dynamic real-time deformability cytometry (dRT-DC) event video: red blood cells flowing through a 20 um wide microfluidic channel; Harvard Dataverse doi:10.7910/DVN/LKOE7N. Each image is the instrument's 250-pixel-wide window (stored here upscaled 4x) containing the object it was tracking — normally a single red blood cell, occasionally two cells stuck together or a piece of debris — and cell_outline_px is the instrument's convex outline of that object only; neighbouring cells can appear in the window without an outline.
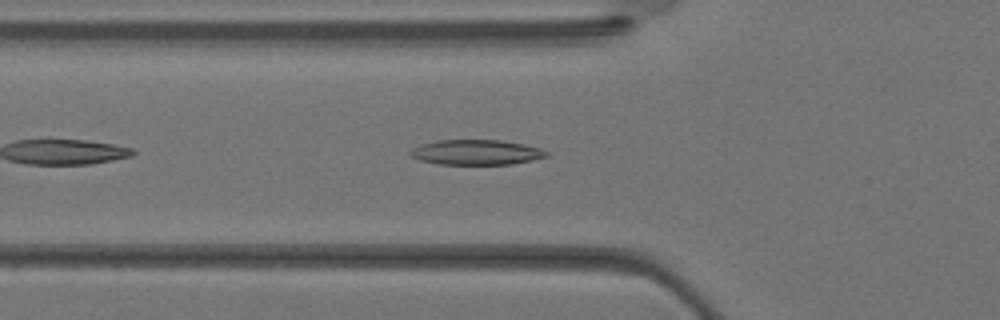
{"species": "Egyptian fruit bat (a non-hibernating species)", "species_latin": "Rousettus aegyptiacus", "temperature_condition": "warm", "stored_images_in_passage": 34, "camera_frame_rate_fps": 3000, "um_per_image_px": 0.085, "animal": {"sex": "female"}, "frame": {"image": 1, "passage_image": 11, "time_ms": 3.333, "image_size_px": [1000, 320], "cell_outline_px": [[548, 156], [532, 160], [512, 164], [436, 164], [420, 160], [412, 156], [408, 152], [412, 148], [420, 144], [436, 140], [500, 140], [524, 144], [540, 148], [548, 152]], "centroid_in_image_um": [40.46, 12.94], "position_along_channel_um": 85.3, "area_um2": 19.94}}
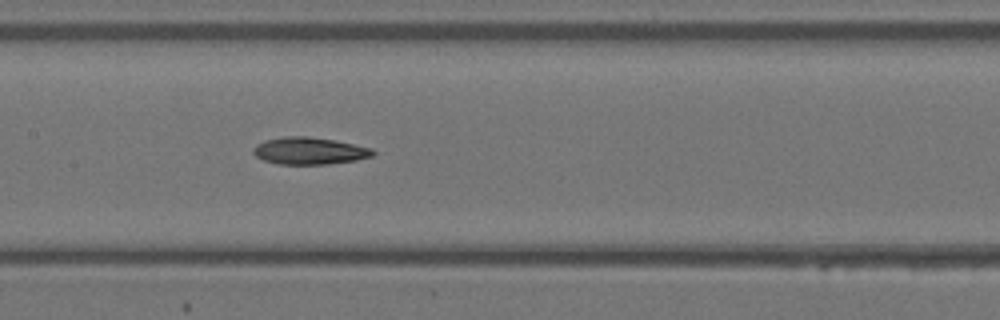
{"frame": {"image": 2, "passage_image": 16, "time_ms": 5.0, "image_size_px": [1000, 320], "cell_outline_px": [[376, 152], [372, 156], [356, 160], [328, 164], [280, 164], [264, 160], [256, 156], [252, 152], [252, 148], [256, 144], [264, 140], [284, 136], [308, 136], [332, 140], [372, 148]], "centroid_in_image_um": [26.27, 12.82], "position_along_channel_um": 181.1, "area_um2": 18.84}}
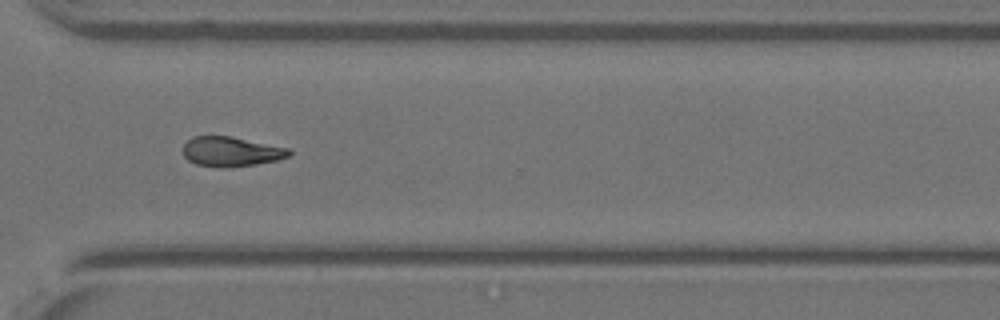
{"frame": {"image": 3, "passage_image": 25, "time_ms": 8.0, "image_size_px": [1000, 320], "cell_outline_px": [[292, 152], [288, 156], [276, 160], [252, 164], [224, 168], [220, 168], [196, 164], [188, 160], [184, 156], [184, 144], [192, 136], [232, 136], [292, 148]], "centroid_in_image_um": [19.66, 12.87], "position_along_channel_um": 350.9, "area_um2": 18.44}}